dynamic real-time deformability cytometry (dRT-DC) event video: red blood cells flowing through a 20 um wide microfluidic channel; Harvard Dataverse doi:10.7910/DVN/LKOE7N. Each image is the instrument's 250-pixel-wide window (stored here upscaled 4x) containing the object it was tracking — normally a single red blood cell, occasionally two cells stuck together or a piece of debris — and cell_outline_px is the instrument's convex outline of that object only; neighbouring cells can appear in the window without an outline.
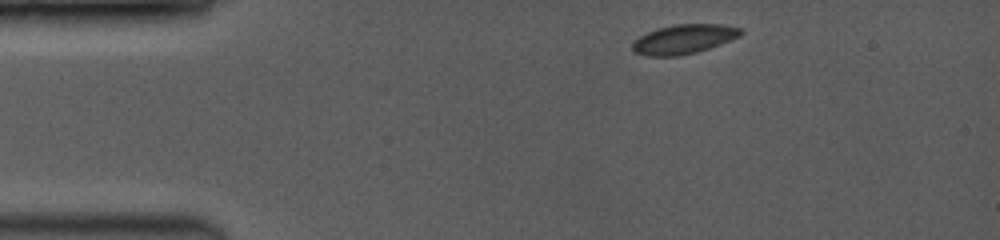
{"species": "common noctule bat (a hibernating species)", "species_latin": "Nyctalus noctula", "temperature_condition": "room temperature", "stored_images_in_passage": 25, "camera_frame_rate_fps": 3500, "um_per_image_px": 0.085, "animal": {"sex": "female", "body_mass_g": 19.0, "forearm_length_mm": 53.3}, "frame": {"image": 1, "passage_image": 1, "time_ms": 0.0, "image_size_px": [1000, 240], "cell_outline_px": [[744, 32], [740, 36], [720, 44], [696, 52], [680, 56], [648, 56], [632, 52], [632, 44], [640, 36], [648, 32], [660, 28], [676, 24], [720, 24], [740, 28]], "centroid_in_image_um": [58.12, 3.33], "position_along_channel_um": 26.9, "area_um2": 18.38}}
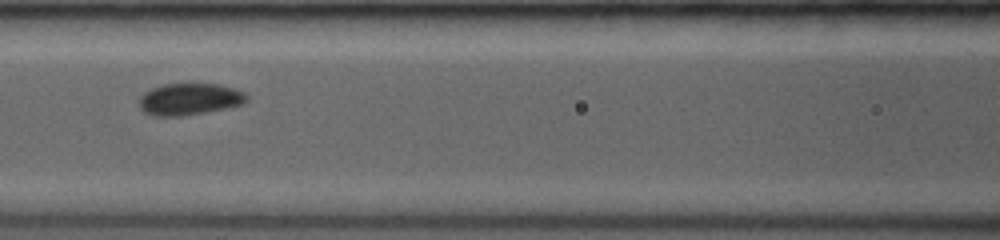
{"frame": {"image": 2, "passage_image": 11, "time_ms": 4.571, "image_size_px": [1000, 240], "cell_outline_px": [[248, 100], [244, 104], [228, 108], [180, 116], [152, 116], [144, 112], [140, 108], [140, 96], [144, 92], [152, 88], [164, 84], [216, 84], [232, 88], [244, 92], [248, 96]], "centroid_in_image_um": [16.11, 8.43], "position_along_channel_um": 150.5, "area_um2": 19.88}}
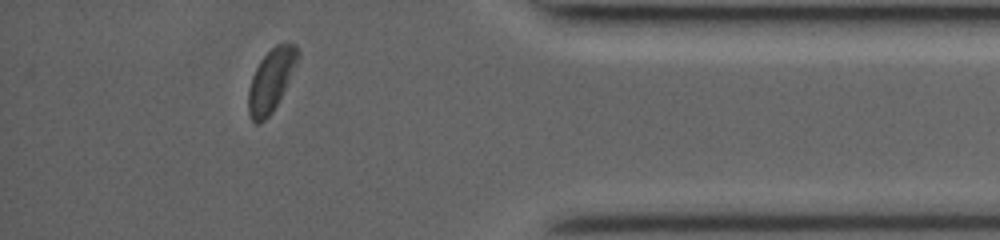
{"frame": {"image": 3, "passage_image": 22, "time_ms": 11.429, "image_size_px": [1000, 240], "cell_outline_px": [[300, 56], [272, 112], [264, 120], [256, 124], [252, 120], [248, 112], [248, 88], [252, 76], [260, 60], [276, 44], [296, 44], [300, 52]], "centroid_in_image_um": [23.02, 6.8], "position_along_channel_um": 412.2, "area_um2": 17.57}, "authors_computed_cell_mechanics": {"area_um2": 18.6116, "velocity_mm_per_s": 4.0953, "shape_relaxation_time_tau1_ms": 1.9774, "shape_relaxation_time_tau2_ms": null, "deformation_change_tau1": 0.0621, "deformation_change_tau2": null}}